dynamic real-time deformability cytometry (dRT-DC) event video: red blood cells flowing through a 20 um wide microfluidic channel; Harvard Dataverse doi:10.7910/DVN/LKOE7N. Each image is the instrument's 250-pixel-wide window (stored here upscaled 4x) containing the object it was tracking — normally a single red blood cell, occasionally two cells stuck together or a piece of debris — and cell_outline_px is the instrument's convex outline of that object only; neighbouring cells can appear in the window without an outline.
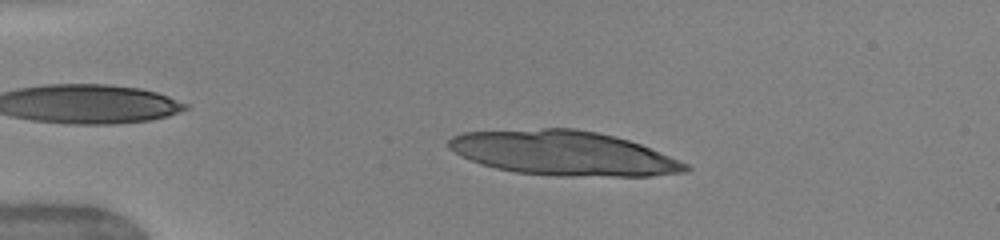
{"species": "human", "species_latin": "Homo sapiens", "temperature_condition": "warm", "stored_images_in_passage": 43, "camera_frame_rate_fps": 3000, "um_per_image_px": 0.085, "donor": {"sex": "female"}, "frame": {"image": 1, "passage_image": 25, "time_ms": 3.333, "image_size_px": [1000, 240], "cell_outline_px": [[692, 168], [684, 172], [648, 176], [560, 176], [516, 172], [496, 168], [480, 164], [460, 156], [448, 148], [448, 140], [452, 136], [464, 132], [544, 128], [576, 128], [616, 136], [640, 144], [688, 164]], "centroid_in_image_um": [47.86, 13.01], "position_along_channel_um": 37.1, "area_um2": 61.38}}